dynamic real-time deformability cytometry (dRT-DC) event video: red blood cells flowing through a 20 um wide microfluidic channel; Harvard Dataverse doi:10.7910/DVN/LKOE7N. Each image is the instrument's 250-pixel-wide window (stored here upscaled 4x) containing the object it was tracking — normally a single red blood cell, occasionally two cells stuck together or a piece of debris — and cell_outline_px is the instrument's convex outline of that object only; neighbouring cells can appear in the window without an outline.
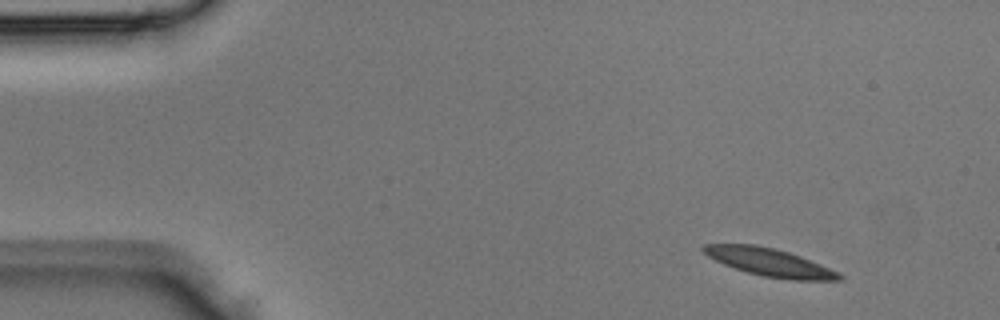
{"species": "Egyptian fruit bat (a non-hibernating species)", "species_latin": "Rousettus aegyptiacus", "temperature_condition": "room temperature", "stored_images_in_passage": 3, "camera_frame_rate_fps": 3000, "um_per_image_px": 0.085, "animal": {"sex": "male"}, "frame": {"image": 1, "passage_image": 1, "time_ms": 0.0, "image_size_px": [1000, 320], "cell_outline_px": [[844, 280], [792, 280], [764, 276], [748, 272], [724, 264], [708, 256], [700, 248], [704, 244], [756, 244], [788, 252], [800, 256], [840, 272], [844, 276]], "centroid_in_image_um": [65.45, 22.29], "position_along_channel_um": 19.6, "area_um2": 21.85}}
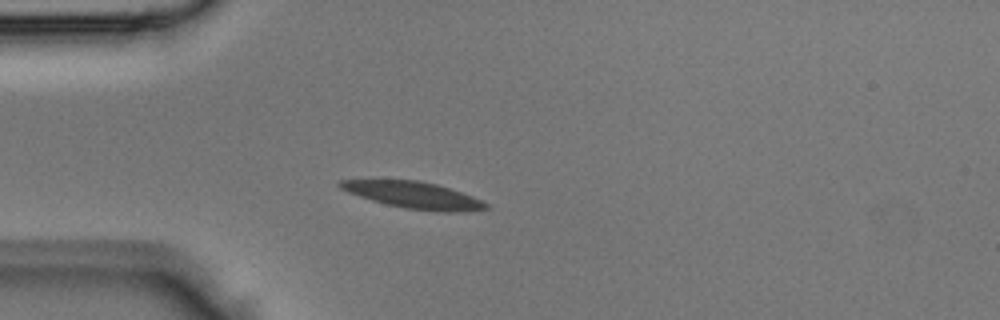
{"frame": {"image": 2, "passage_image": 3, "time_ms": 0.667, "image_size_px": [1000, 320], "cell_outline_px": [[488, 208], [464, 212], [444, 212], [404, 208], [372, 200], [348, 192], [340, 188], [336, 184], [340, 180], [420, 180], [436, 184], [472, 196], [488, 204]], "centroid_in_image_um": [35.15, 16.58], "position_along_channel_um": 49.8, "area_um2": 22.37}}